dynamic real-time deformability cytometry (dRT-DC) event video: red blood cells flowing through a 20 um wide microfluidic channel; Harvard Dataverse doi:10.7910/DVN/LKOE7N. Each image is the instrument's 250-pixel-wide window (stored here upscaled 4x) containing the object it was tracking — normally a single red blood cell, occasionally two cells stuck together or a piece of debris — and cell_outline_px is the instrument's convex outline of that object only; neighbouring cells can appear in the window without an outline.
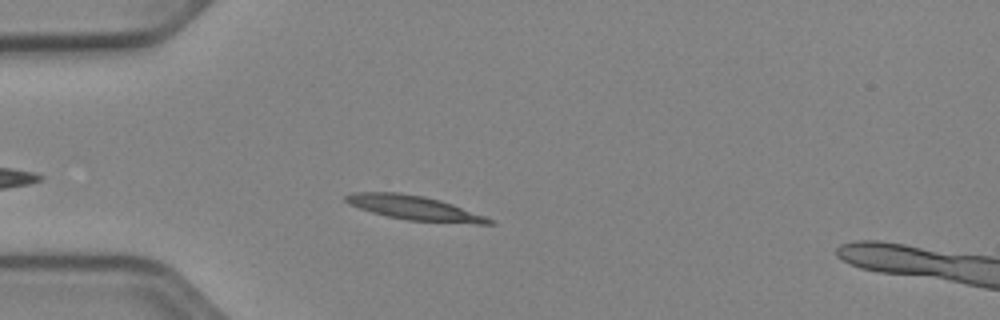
{"species": "Egyptian fruit bat (a non-hibernating species)", "species_latin": "Rousettus aegyptiacus", "temperature_condition": "cold", "stored_images_in_passage": 34, "camera_frame_rate_fps": 3000, "um_per_image_px": 0.085, "animal": {"sex": "female"}, "frame": {"image": 1, "passage_image": 6, "time_ms": 1.667, "image_size_px": [1000, 320], "cell_outline_px": [[496, 224], [476, 224], [408, 220], [388, 216], [372, 212], [348, 204], [344, 200], [344, 196], [352, 192], [400, 192], [424, 196], [440, 200], [452, 204], [496, 220]], "centroid_in_image_um": [35.24, 17.67], "position_along_channel_um": 49.8, "area_um2": 20.35}}
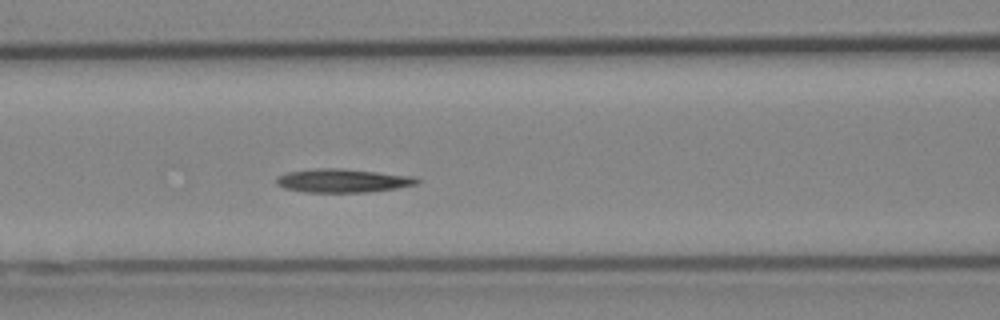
{"frame": {"image": 2, "passage_image": 14, "time_ms": 4.333, "image_size_px": [1000, 320], "cell_outline_px": [[420, 180], [416, 184], [396, 188], [368, 192], [304, 192], [284, 188], [276, 184], [276, 176], [288, 172], [316, 168], [340, 168], [416, 176]], "centroid_in_image_um": [29.12, 15.35], "position_along_channel_um": 137.5, "area_um2": 19.36}}
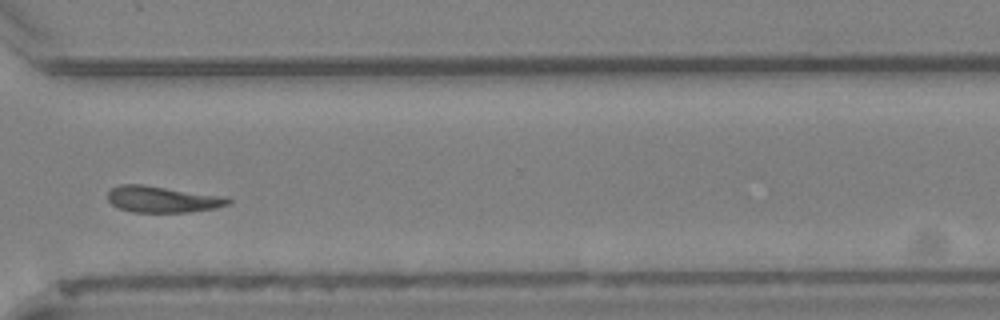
{"frame": {"image": 3, "passage_image": 31, "time_ms": 10.0, "image_size_px": [1000, 320], "cell_outline_px": [[232, 200], [228, 204], [216, 208], [192, 212], [132, 212], [120, 208], [112, 204], [108, 200], [108, 192], [112, 188], [120, 184], [144, 184], [228, 196]], "centroid_in_image_um": [13.86, 16.93], "position_along_channel_um": 356.7, "area_um2": 18.79}, "authors_computed_cell_mechanics": {"area_um2": 18.8717, "velocity_mm_per_s": 3.8635, "shape_relaxation_time_tau1_ms": null, "shape_relaxation_time_tau2_ms": 4.4293, "deformation_change_tau1": null, "deformation_change_tau2": 0.1239}}